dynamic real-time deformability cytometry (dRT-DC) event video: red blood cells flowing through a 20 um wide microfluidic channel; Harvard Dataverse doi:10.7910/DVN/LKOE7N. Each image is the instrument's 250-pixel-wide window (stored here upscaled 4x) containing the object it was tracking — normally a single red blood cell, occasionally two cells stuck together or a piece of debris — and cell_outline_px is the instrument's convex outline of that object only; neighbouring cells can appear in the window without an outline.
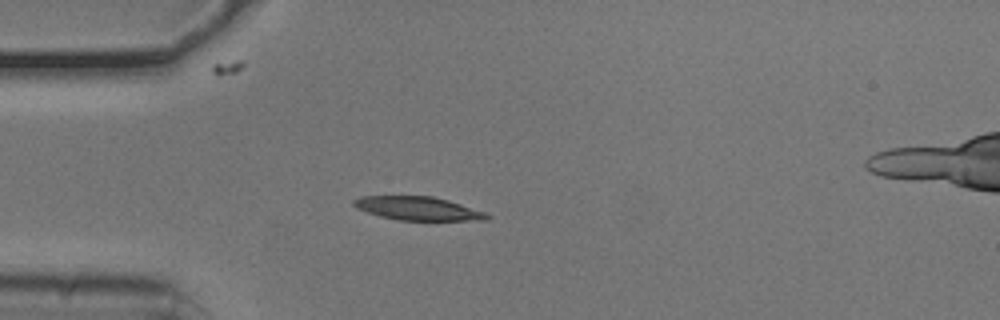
{"species": "common noctule bat (a hibernating species)", "species_latin": "Nyctalus noctula", "temperature_condition": "cold", "stored_images_in_passage": 41, "segment_of_instrument_passage": [1, 2], "camera_frame_rate_fps": 3000, "um_per_image_px": 0.085, "animal": {"sex": "male", "body_mass_g": 20.5, "forearm_length_mm": 52.5}, "frame": {"image": 1, "passage_image": 1, "time_ms": 0.0, "image_size_px": [1000, 320], "cell_outline_px": [[492, 216], [488, 220], [400, 220], [380, 216], [356, 208], [352, 204], [352, 200], [360, 196], [432, 196], [448, 200], [484, 212]], "centroid_in_image_um": [35.5, 17.71], "position_along_channel_um": 49.5, "area_um2": 18.15}}
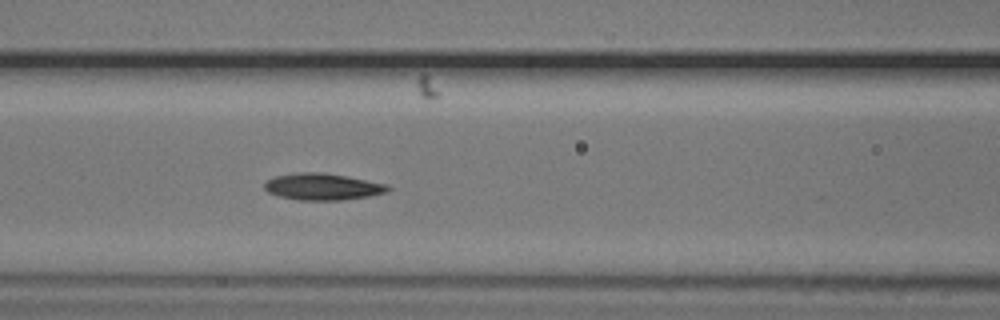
{"frame": {"image": 2, "passage_image": 9, "time_ms": 2.667, "image_size_px": [1000, 320], "cell_outline_px": [[392, 188], [388, 192], [368, 196], [340, 200], [300, 200], [280, 196], [268, 192], [264, 188], [264, 184], [268, 180], [276, 176], [296, 172], [324, 172], [388, 184]], "centroid_in_image_um": [27.44, 15.86], "position_along_channel_um": 139.2, "area_um2": 19.13}}
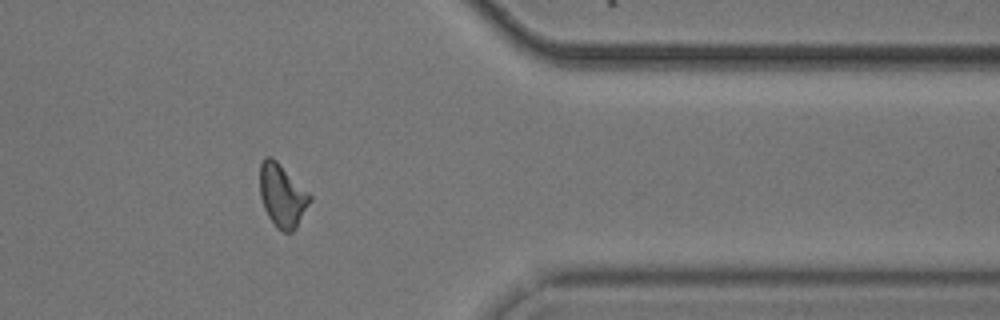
{"frame": {"image": 3, "passage_image": 30, "time_ms": 9.667, "image_size_px": [1000, 320], "cell_outline_px": [[312, 200], [296, 228], [292, 232], [284, 232], [276, 228], [268, 216], [264, 208], [260, 196], [260, 164], [264, 156], [272, 156], [312, 196]], "centroid_in_image_um": [23.98, 16.62], "position_along_channel_um": 387.4, "area_um2": 18.38}}